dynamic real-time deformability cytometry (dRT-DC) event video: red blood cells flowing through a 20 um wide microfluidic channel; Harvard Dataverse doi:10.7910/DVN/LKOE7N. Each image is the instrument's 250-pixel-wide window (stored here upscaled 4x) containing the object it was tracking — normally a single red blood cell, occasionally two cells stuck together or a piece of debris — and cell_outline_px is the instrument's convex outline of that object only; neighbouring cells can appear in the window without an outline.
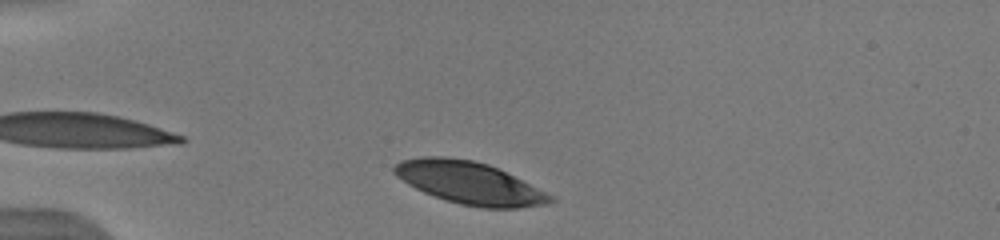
{"species": "human", "species_latin": "Homo sapiens", "temperature_condition": "warm", "stored_images_in_passage": 36, "camera_frame_rate_fps": 3000, "um_per_image_px": 0.085, "donor": {"sex": "male"}, "frame": {"image": 1, "passage_image": 2, "time_ms": 0.333, "image_size_px": [1000, 240], "cell_outline_px": [[556, 200], [548, 204], [516, 208], [484, 208], [460, 204], [424, 192], [408, 184], [396, 176], [392, 172], [392, 168], [400, 160], [420, 156], [448, 156], [472, 160], [488, 164], [556, 196]], "centroid_in_image_um": [39.91, 15.54], "position_along_channel_um": 45.1, "area_um2": 38.55}}
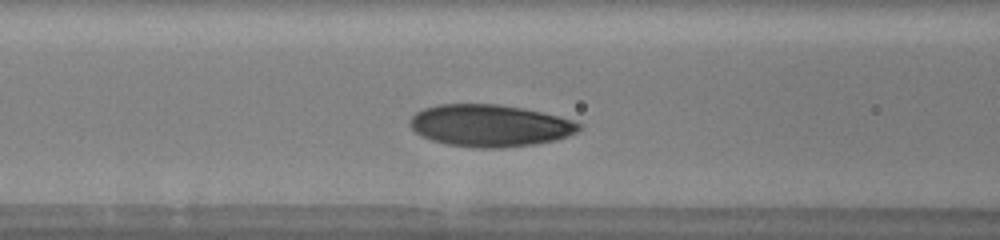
{"frame": {"image": 2, "passage_image": 11, "time_ms": 3.333, "image_size_px": [1000, 240], "cell_outline_px": [[584, 124], [576, 132], [568, 136], [552, 140], [532, 144], [500, 148], [480, 148], [448, 144], [432, 140], [420, 136], [408, 124], [408, 120], [416, 112], [424, 108], [440, 104], [496, 104], [520, 108], [540, 112], [572, 120]], "centroid_in_image_um": [41.59, 10.67], "position_along_channel_um": 125.0, "area_um2": 41.1}}
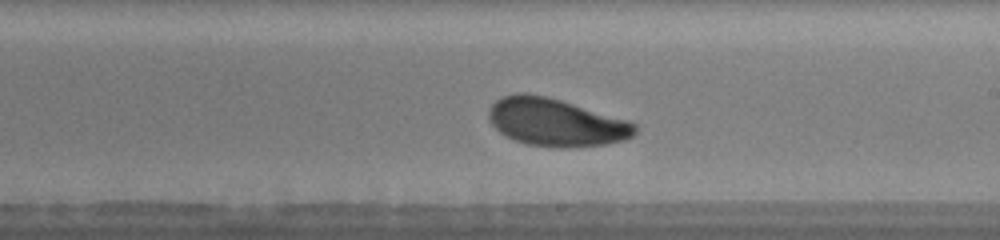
{"frame": {"image": 3, "passage_image": 20, "time_ms": 6.333, "image_size_px": [1000, 240], "cell_outline_px": [[636, 132], [632, 136], [624, 140], [604, 144], [564, 148], [560, 148], [528, 144], [516, 140], [500, 132], [492, 124], [488, 116], [488, 112], [492, 104], [496, 100], [504, 96], [516, 92], [528, 92], [560, 100], [624, 120], [636, 124]], "centroid_in_image_um": [47.2, 10.39], "position_along_channel_um": 241.8, "area_um2": 40.0}, "authors_computed_cell_mechanics": {"area_um2": 40.0843, "velocity_mm_per_s": 3.8926, "shape_relaxation_time_tau1_ms": 1.7222, "shape_relaxation_time_tau2_ms": null, "deformation_change_tau1": 0.1286, "deformation_change_tau2": null}}